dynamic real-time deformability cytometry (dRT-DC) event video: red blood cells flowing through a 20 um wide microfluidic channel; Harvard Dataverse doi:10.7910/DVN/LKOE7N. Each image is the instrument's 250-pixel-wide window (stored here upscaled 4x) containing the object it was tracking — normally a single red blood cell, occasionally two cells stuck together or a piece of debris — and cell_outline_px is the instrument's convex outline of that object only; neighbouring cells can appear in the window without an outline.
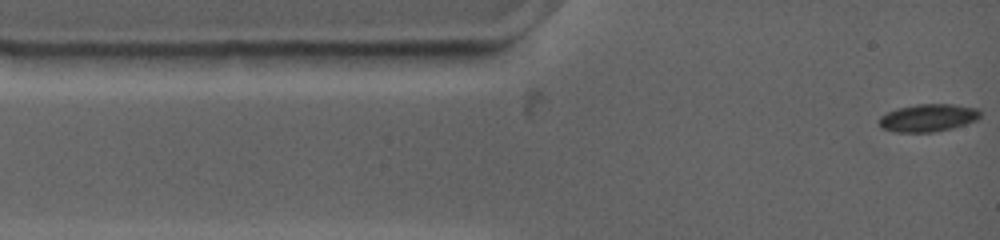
{"species": "common noctule bat (a hibernating species)", "species_latin": "Nyctalus noctula", "temperature_condition": "warm", "stored_images_in_passage": 5, "camera_frame_rate_fps": 4500, "um_per_image_px": 0.085, "animal": {"sex": "female", "body_mass_g": 19.0, "forearm_length_mm": 53.3}, "frame": {"image": 1, "passage_image": 1, "time_ms": 0.0, "image_size_px": [1000, 240], "cell_outline_px": [[980, 116], [976, 120], [952, 128], [932, 132], [892, 132], [880, 128], [880, 116], [896, 108], [916, 104], [952, 104], [980, 108]], "centroid_in_image_um": [78.87, 10.01], "position_along_channel_um": 6.1, "area_um2": 16.36}}
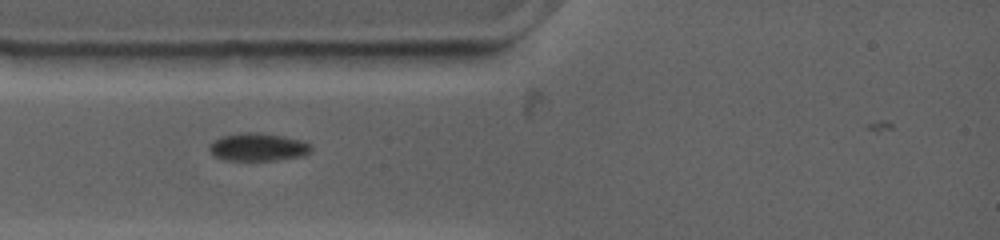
{"frame": {"image": 2, "passage_image": 4, "time_ms": 2.667, "image_size_px": [1000, 240], "cell_outline_px": [[312, 152], [304, 156], [276, 160], [224, 160], [216, 156], [208, 148], [208, 144], [220, 136], [240, 132], [256, 132], [284, 136], [300, 140], [308, 144], [312, 148]], "centroid_in_image_um": [21.92, 12.49], "position_along_channel_um": 63.1, "area_um2": 16.65}}
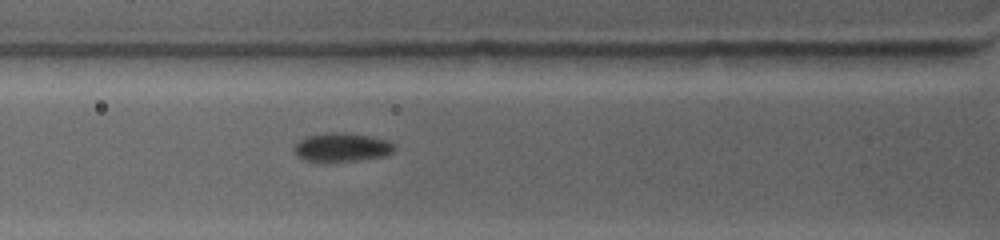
{"frame": {"image": 3, "passage_image": 5, "time_ms": 3.556, "image_size_px": [1000, 240], "cell_outline_px": [[396, 148], [388, 156], [356, 160], [304, 160], [296, 156], [292, 152], [292, 148], [300, 140], [308, 136], [324, 132], [348, 132], [388, 140]], "centroid_in_image_um": [29.05, 12.5], "position_along_channel_um": 96.8, "area_um2": 16.7}}